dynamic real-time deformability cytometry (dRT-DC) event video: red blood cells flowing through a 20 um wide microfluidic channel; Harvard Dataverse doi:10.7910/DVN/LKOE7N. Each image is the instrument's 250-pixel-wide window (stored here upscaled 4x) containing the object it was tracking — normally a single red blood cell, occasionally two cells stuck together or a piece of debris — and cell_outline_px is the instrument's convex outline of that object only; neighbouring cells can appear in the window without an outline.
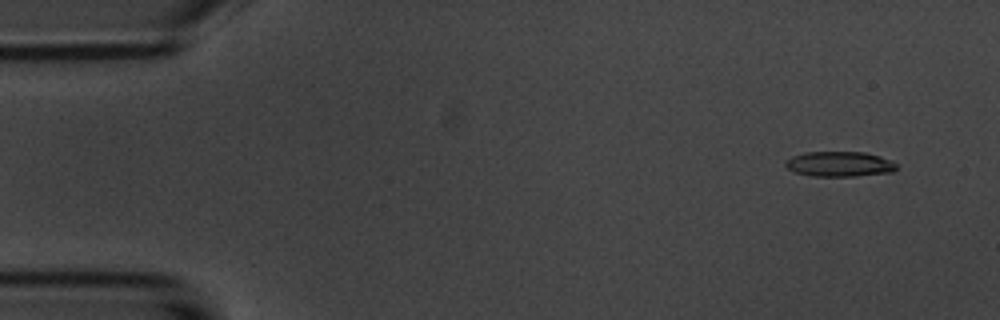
{"species": "common noctule bat (a hibernating species)", "species_latin": "Nyctalus noctula", "temperature_condition": "room temperature", "stored_images_in_passage": 54, "camera_frame_rate_fps": 3000, "um_per_image_px": 0.085, "animal": {"sex": "male", "body_mass_g": 20.1, "forearm_length_mm": 53.5}, "frame": {"image": 1, "passage_image": 4, "time_ms": 1.0, "image_size_px": [1000, 320], "cell_outline_px": [[896, 168], [892, 172], [856, 176], [812, 176], [796, 172], [788, 168], [784, 164], [784, 160], [792, 156], [804, 152], [864, 152], [880, 156], [892, 160], [896, 164]], "centroid_in_image_um": [71.34, 13.94], "position_along_channel_um": 13.7, "area_um2": 16.3}}
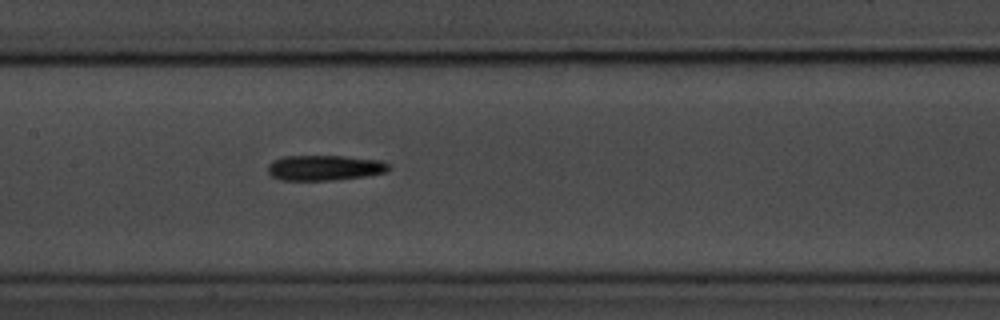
{"frame": {"image": 2, "passage_image": 26, "time_ms": 8.333, "image_size_px": [1000, 320], "cell_outline_px": [[388, 172], [368, 176], [332, 180], [280, 180], [272, 176], [268, 172], [268, 164], [272, 160], [284, 156], [344, 156], [380, 160], [388, 164]], "centroid_in_image_um": [27.58, 14.26], "position_along_channel_um": 179.8, "area_um2": 17.92}}
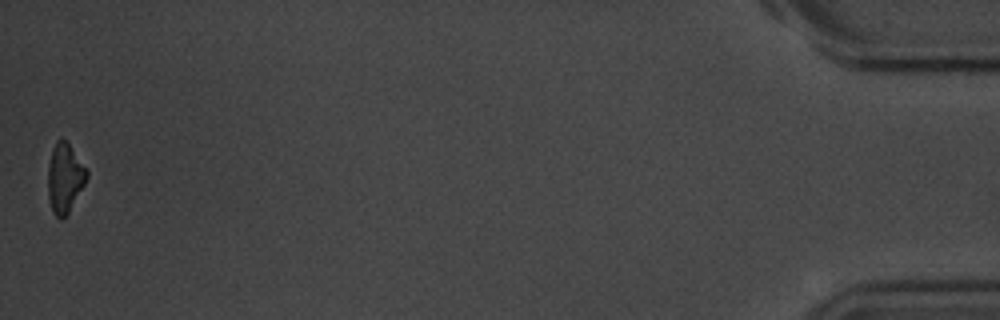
{"frame": {"image": 3, "passage_image": 54, "time_ms": 17.667, "image_size_px": [1000, 320], "cell_outline_px": [[88, 176], [84, 184], [68, 212], [60, 220], [52, 212], [48, 196], [48, 164], [52, 148], [56, 140], [60, 136], [68, 144], [88, 172]], "centroid_in_image_um": [5.47, 15.12], "position_along_channel_um": 429.7, "area_um2": 15.37}, "authors_computed_cell_mechanics": {"area_um2": 16.9065, "velocity_mm_per_s": 3.7026, "shape_relaxation_time_tau1_ms": 3.5969, "shape_relaxation_time_tau2_ms": 2.6758, "deformation_change_tau1": 0.1374, "deformation_change_tau2": 0.1276}}